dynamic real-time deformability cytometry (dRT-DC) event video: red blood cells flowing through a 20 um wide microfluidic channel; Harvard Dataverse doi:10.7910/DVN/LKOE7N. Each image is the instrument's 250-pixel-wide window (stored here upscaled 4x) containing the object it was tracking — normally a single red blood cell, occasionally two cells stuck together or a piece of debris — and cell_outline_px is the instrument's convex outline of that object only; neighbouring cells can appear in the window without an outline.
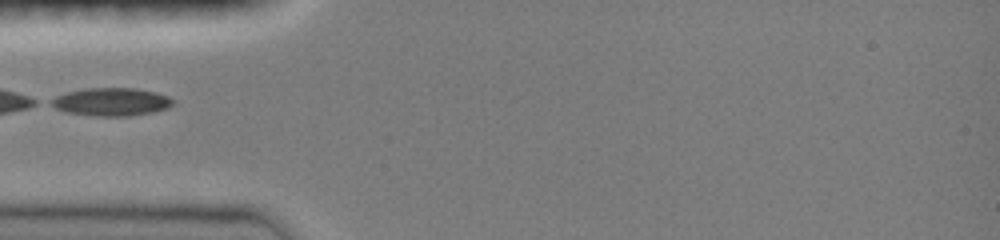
{"species": "common noctule bat (a hibernating species)", "species_latin": "Nyctalus noctula", "temperature_condition": "room temperature", "stored_images_in_passage": 31, "camera_frame_rate_fps": 3000, "um_per_image_px": 0.085, "animal": {"sex": "female", "body_mass_g": 19.0, "forearm_length_mm": 51.5}, "frame": {"image": 1, "passage_image": 1, "time_ms": 0.0, "image_size_px": [1000, 240], "cell_outline_px": [[176, 104], [168, 108], [152, 112], [128, 116], [92, 116], [64, 112], [48, 104], [48, 100], [56, 96], [68, 92], [84, 88], [136, 88], [156, 92], [168, 96], [176, 100]], "centroid_in_image_um": [9.47, 8.66], "position_along_channel_um": 75.5, "area_um2": 20.23}}
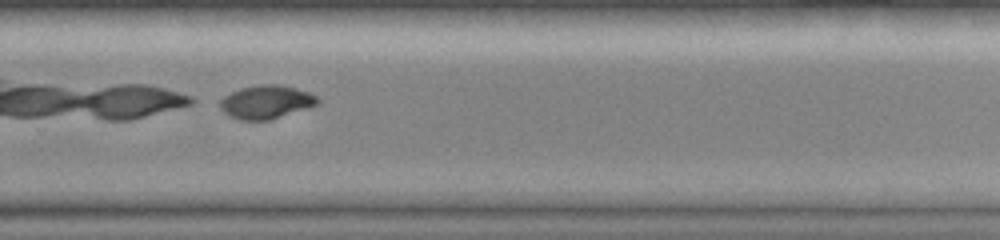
{"frame": {"image": 2, "passage_image": 18, "time_ms": 5.667, "image_size_px": [1000, 240], "cell_outline_px": [[320, 104], [308, 108], [268, 120], [240, 120], [228, 116], [220, 108], [220, 100], [224, 96], [240, 88], [260, 84], [276, 84], [308, 92], [316, 96], [320, 100]], "centroid_in_image_um": [22.61, 8.68], "position_along_channel_um": 307.2, "area_um2": 18.9}}